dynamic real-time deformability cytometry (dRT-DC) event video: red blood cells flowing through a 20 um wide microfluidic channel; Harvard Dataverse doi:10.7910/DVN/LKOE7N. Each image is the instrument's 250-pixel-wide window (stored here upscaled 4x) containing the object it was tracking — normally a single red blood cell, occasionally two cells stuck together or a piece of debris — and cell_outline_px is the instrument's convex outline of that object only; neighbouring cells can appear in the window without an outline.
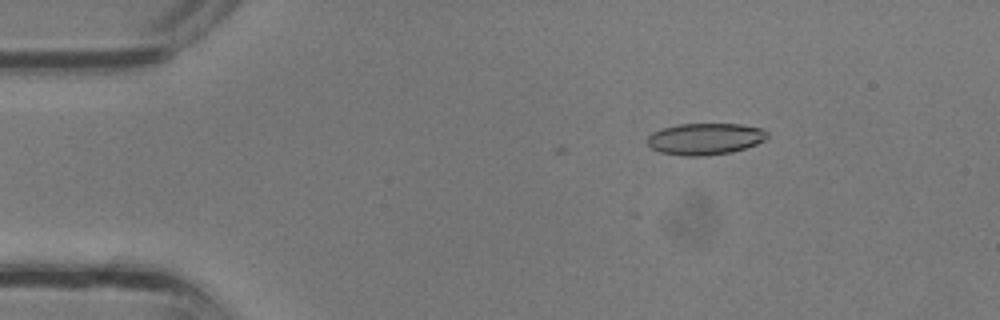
{"species": "common noctule bat (a hibernating species)", "species_latin": "Nyctalus noctula", "temperature_condition": "room temperature", "stored_images_in_passage": 4, "camera_frame_rate_fps": 3000, "um_per_image_px": 0.085, "animal": {"sex": "male", "body_mass_g": 13.3}, "frame": {"image": 1, "passage_image": 2, "time_ms": 0.333, "image_size_px": [1000, 320], "cell_outline_px": [[768, 136], [764, 140], [756, 144], [732, 152], [704, 156], [684, 156], [660, 152], [652, 148], [648, 144], [648, 136], [652, 132], [676, 124], [740, 124], [760, 128], [768, 132]], "centroid_in_image_um": [59.93, 11.81], "position_along_channel_um": 25.1, "area_um2": 22.02}}